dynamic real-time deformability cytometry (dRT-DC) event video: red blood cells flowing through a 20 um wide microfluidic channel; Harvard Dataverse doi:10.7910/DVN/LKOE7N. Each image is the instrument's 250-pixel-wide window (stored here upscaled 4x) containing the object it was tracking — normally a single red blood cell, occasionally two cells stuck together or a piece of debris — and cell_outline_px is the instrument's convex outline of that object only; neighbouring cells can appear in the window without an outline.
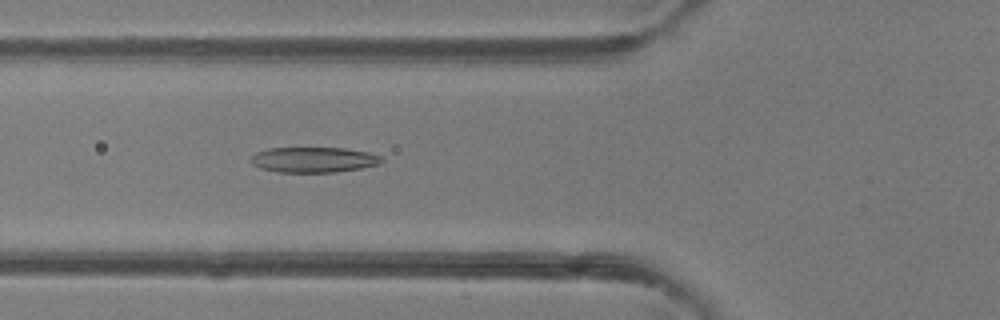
{"species": "common noctule bat (a hibernating species)", "species_latin": "Nyctalus noctula", "temperature_condition": "room temperature", "stored_images_in_passage": 48, "camera_frame_rate_fps": 3000, "um_per_image_px": 0.085, "animal": {"sex": "female"}, "frame": {"image": 1, "passage_image": 19, "time_ms": 6.0, "image_size_px": [1000, 320], "cell_outline_px": [[384, 160], [380, 164], [360, 168], [336, 172], [280, 172], [260, 168], [252, 164], [248, 160], [256, 152], [268, 148], [344, 148], [368, 152], [380, 156]], "centroid_in_image_um": [26.64, 13.57], "position_along_channel_um": 99.2, "area_um2": 19.36}}
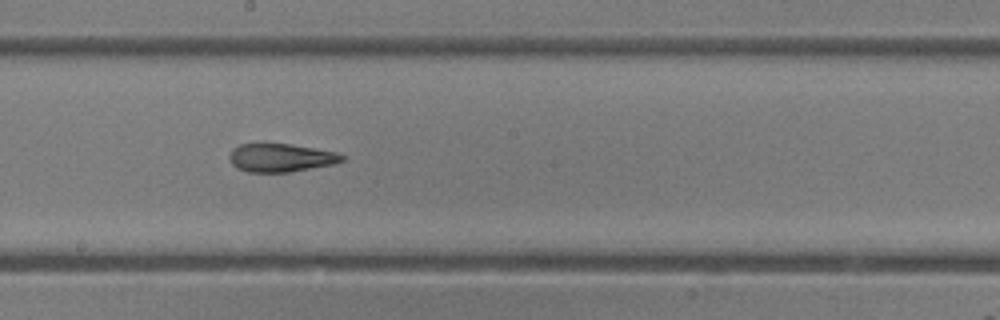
{"frame": {"image": 2, "passage_image": 28, "time_ms": 9.0, "image_size_px": [1000, 320], "cell_outline_px": [[344, 160], [332, 164], [288, 172], [248, 172], [236, 168], [232, 164], [228, 156], [232, 148], [240, 144], [292, 144], [336, 152], [344, 156]], "centroid_in_image_um": [23.82, 13.4], "position_along_channel_um": 224.4, "area_um2": 18.44}}
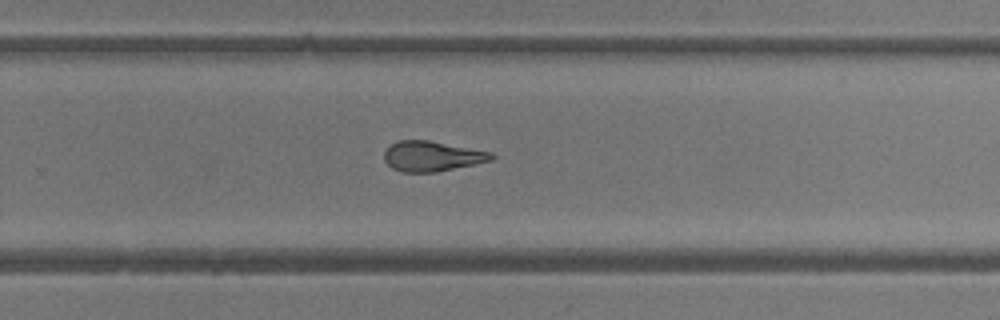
{"frame": {"image": 3, "passage_image": 33, "time_ms": 10.667, "image_size_px": [1000, 320], "cell_outline_px": [[496, 156], [492, 160], [436, 172], [400, 172], [392, 168], [384, 160], [384, 152], [392, 144], [400, 140], [428, 140], [492, 152]], "centroid_in_image_um": [36.72, 13.28], "position_along_channel_um": 293.1, "area_um2": 18.73}}